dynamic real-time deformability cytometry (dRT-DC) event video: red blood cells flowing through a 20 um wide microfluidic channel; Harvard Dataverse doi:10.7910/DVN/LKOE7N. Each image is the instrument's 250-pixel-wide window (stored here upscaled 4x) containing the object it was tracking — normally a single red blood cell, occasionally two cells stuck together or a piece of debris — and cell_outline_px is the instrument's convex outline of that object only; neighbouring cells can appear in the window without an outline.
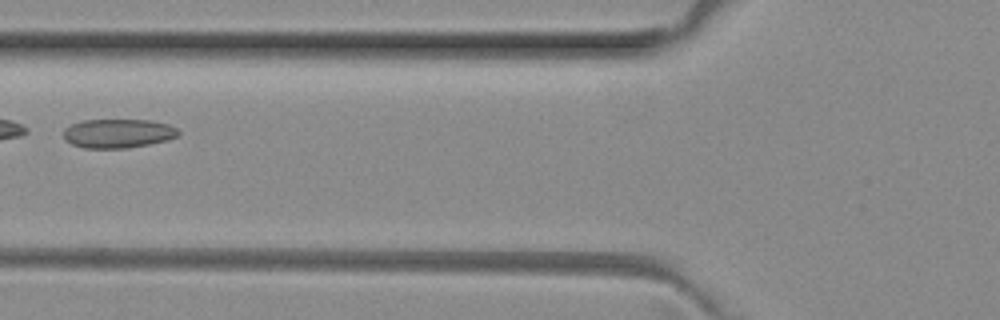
{"species": "common noctule bat (a hibernating species)", "species_latin": "Nyctalus noctula", "temperature_condition": "room temperature", "stored_images_in_passage": 3, "camera_frame_rate_fps": 3000, "um_per_image_px": 0.085, "animal": {"sex": "female", "body_mass_g": 29.2, "forearm_length_mm": 56.3}, "frame": {"image": 1, "passage_image": 3, "time_ms": 0.667, "image_size_px": [1000, 320], "cell_outline_px": [[180, 132], [176, 136], [164, 140], [148, 144], [128, 148], [84, 148], [72, 144], [64, 136], [64, 128], [80, 120], [152, 120], [168, 124], [176, 128]], "centroid_in_image_um": [10.02, 11.33], "position_along_channel_um": 115.8, "area_um2": 19.25}}